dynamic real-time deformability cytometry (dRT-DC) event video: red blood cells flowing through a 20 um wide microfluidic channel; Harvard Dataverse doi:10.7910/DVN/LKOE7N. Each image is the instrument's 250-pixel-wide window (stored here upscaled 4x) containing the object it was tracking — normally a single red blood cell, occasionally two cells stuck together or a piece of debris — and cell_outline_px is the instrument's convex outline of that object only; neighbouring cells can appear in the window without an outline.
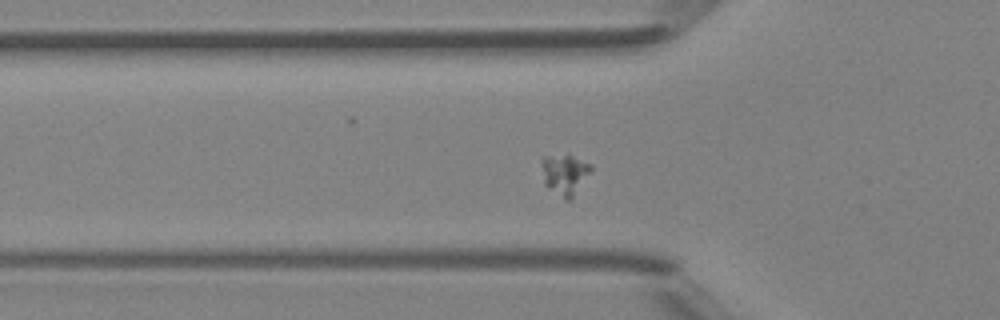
{"species": "Egyptian fruit bat (a non-hibernating species)", "species_latin": "Rousettus aegyptiacus", "temperature_condition": "room temperature", "stored_images_in_passage": 50, "segment_of_instrument_passage": [1, 2], "camera_frame_rate_fps": 3000, "um_per_image_px": 0.085, "animal": {"sex": "female"}, "frame": {"image": 1, "passage_image": 17, "time_ms": 5.333, "image_size_px": [1000, 320], "cell_outline_px": [[592, 168], [572, 196], [568, 200], [564, 200], [544, 184], [540, 160], [540, 156], [572, 156], [592, 164]], "centroid_in_image_um": [47.94, 14.8], "position_along_channel_um": 77.9, "area_um2": 11.33}}
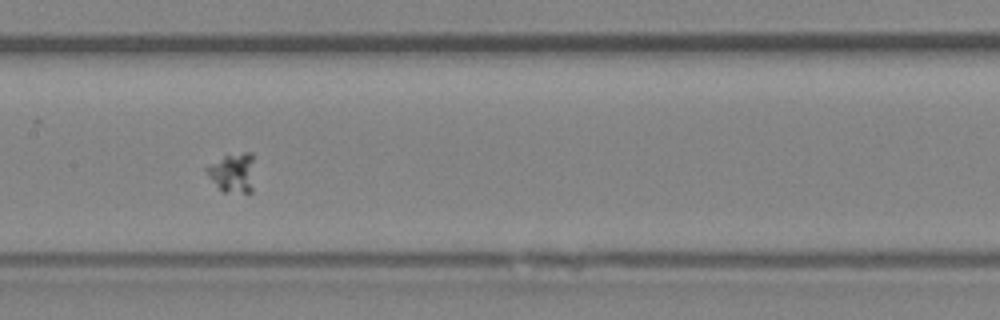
{"frame": {"image": 2, "passage_image": 25, "time_ms": 8.0, "image_size_px": [1000, 320], "cell_outline_px": [[252, 192], [248, 196], [220, 192], [208, 176], [204, 168], [224, 156], [244, 152], [252, 152]], "centroid_in_image_um": [19.77, 14.77], "position_along_channel_um": 187.6, "area_um2": 11.33}}
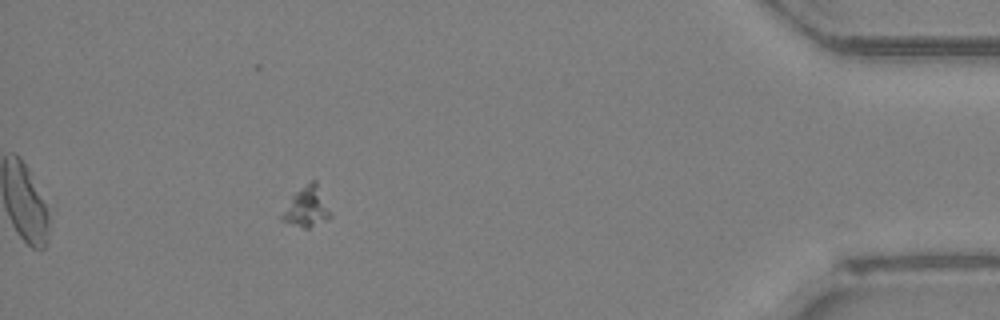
{"frame": {"image": 3, "passage_image": 45, "time_ms": 14.667, "image_size_px": [1000, 320], "cell_outline_px": [[332, 216], [328, 220], [308, 228], [304, 228], [280, 220], [280, 216], [292, 196], [300, 188], [312, 180], [316, 180]], "centroid_in_image_um": [26.07, 17.61], "position_along_channel_um": 409.1, "area_um2": 11.1}}